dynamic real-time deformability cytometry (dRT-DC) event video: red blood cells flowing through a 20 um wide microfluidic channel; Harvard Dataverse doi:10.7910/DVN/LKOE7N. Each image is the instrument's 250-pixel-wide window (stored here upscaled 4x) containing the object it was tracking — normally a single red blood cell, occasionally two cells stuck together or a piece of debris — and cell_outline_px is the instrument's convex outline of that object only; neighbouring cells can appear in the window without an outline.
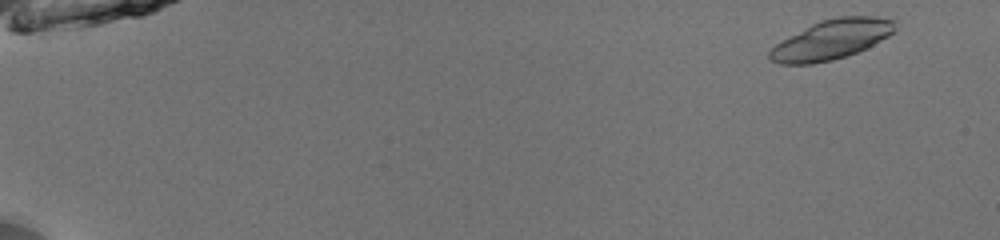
{"species": "common noctule bat (a hibernating species)", "species_latin": "Nyctalus noctula", "temperature_condition": "room temperature", "stored_images_in_passage": 4, "camera_frame_rate_fps": 3000, "um_per_image_px": 0.085, "animal": {"sex": "male", "body_mass_g": 13.0, "forearm_length_mm": 53.1}, "frame": {"image": 1, "passage_image": 2, "time_ms": 0.333, "image_size_px": [1000, 240], "cell_outline_px": [[896, 28], [888, 36], [856, 52], [832, 60], [812, 64], [780, 64], [772, 60], [768, 56], [768, 52], [776, 44], [812, 24], [820, 20], [840, 16], [872, 16], [896, 20]], "centroid_in_image_um": [70.68, 3.36], "position_along_channel_um": 14.3, "area_um2": 28.44}}